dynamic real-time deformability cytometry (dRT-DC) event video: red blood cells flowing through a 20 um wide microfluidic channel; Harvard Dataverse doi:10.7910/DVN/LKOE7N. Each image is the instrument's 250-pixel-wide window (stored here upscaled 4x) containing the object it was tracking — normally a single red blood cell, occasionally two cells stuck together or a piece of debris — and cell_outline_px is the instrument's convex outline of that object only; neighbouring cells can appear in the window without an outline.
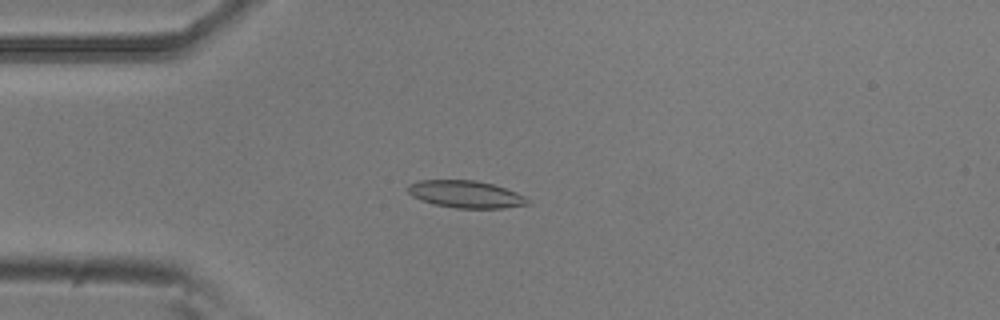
{"species": "common noctule bat (a hibernating species)", "species_latin": "Nyctalus noctula", "temperature_condition": "room temperature", "stored_images_in_passage": 51, "camera_frame_rate_fps": 3000, "um_per_image_px": 0.085, "animal": {"sex": "male", "body_mass_g": 20.5, "forearm_length_mm": 52.5}, "frame": {"image": 1, "passage_image": 14, "time_ms": 4.333, "image_size_px": [1000, 320], "cell_outline_px": [[532, 204], [504, 208], [456, 208], [432, 204], [420, 200], [412, 196], [404, 188], [408, 184], [420, 180], [476, 180], [492, 184], [516, 192], [524, 196]], "centroid_in_image_um": [39.55, 16.51], "position_along_channel_um": 45.5, "area_um2": 19.19}}
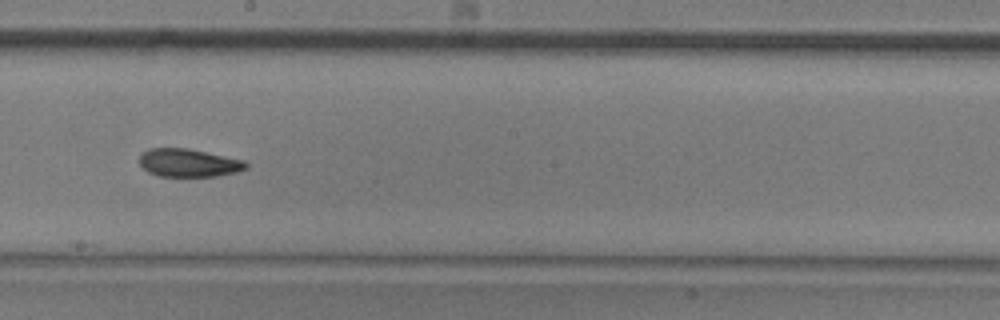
{"frame": {"image": 2, "passage_image": 30, "time_ms": 9.667, "image_size_px": [1000, 320], "cell_outline_px": [[248, 168], [236, 172], [216, 176], [156, 176], [148, 172], [140, 164], [140, 156], [148, 148], [188, 148], [244, 160], [248, 164]], "centroid_in_image_um": [16.04, 13.84], "position_along_channel_um": 232.2, "area_um2": 17.4}}
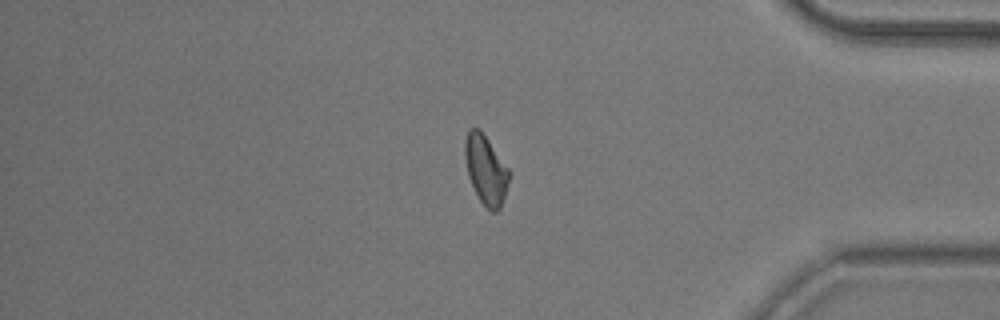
{"frame": {"image": 3, "passage_image": 45, "time_ms": 14.667, "image_size_px": [1000, 320], "cell_outline_px": [[512, 172], [500, 208], [496, 212], [492, 212], [480, 200], [468, 176], [464, 156], [464, 140], [468, 128], [480, 128]], "centroid_in_image_um": [41.29, 14.37], "position_along_channel_um": 393.9, "area_um2": 17.98}, "authors_computed_cell_mechanics": {"area_um2": 18.0336, "velocity_mm_per_s": 3.7844, "shape_relaxation_time_tau1_ms": 4.5269, "shape_relaxation_time_tau2_ms": 4.5411, "deformation_change_tau1": 0.1298, "deformation_change_tau2": 0.1104}}